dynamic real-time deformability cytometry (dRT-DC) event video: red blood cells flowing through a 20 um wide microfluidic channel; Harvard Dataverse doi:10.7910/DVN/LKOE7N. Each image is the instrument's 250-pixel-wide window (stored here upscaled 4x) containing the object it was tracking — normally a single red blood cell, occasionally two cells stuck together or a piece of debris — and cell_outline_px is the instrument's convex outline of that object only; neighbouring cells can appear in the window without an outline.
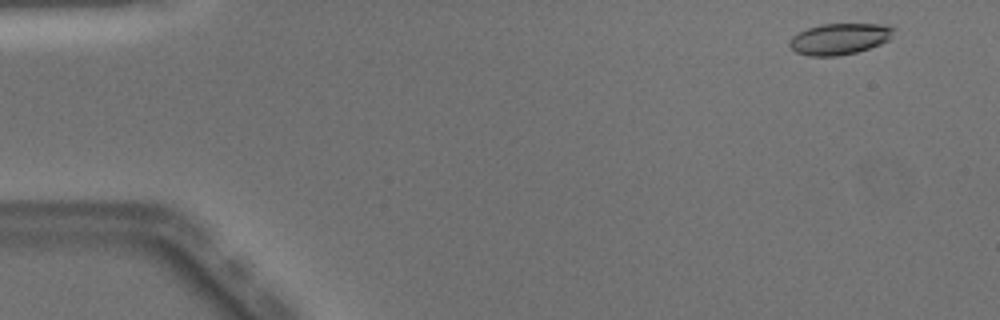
{"species": "Egyptian fruit bat (a non-hibernating species)", "species_latin": "Rousettus aegyptiacus", "temperature_condition": "warm", "stored_images_in_passage": 12, "camera_frame_rate_fps": 3000, "um_per_image_px": 0.085, "animal": {"sex": "male"}, "frame": {"image": 1, "passage_image": 3, "time_ms": 0.667, "image_size_px": [1000, 320], "cell_outline_px": [[896, 28], [888, 40], [880, 44], [856, 52], [836, 56], [808, 56], [796, 52], [788, 44], [792, 36], [808, 28], [820, 24], [884, 24]], "centroid_in_image_um": [71.35, 3.3], "position_along_channel_um": 13.6, "area_um2": 18.84}}